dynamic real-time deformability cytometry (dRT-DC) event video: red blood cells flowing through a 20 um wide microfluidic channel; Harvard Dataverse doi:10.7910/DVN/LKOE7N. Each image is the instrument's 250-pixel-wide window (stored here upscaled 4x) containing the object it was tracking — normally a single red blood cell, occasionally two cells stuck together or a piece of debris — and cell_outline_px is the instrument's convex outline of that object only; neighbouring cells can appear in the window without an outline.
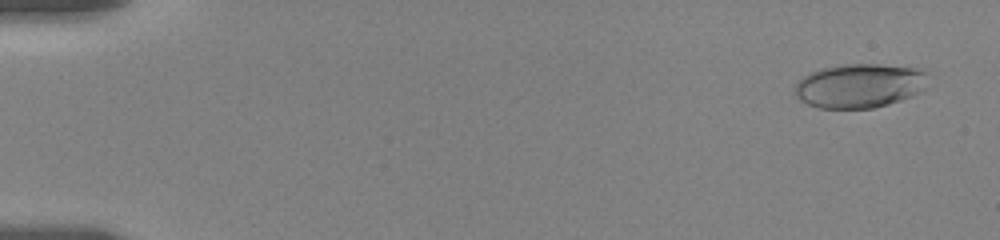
{"species": "human", "species_latin": "Homo sapiens", "temperature_condition": "room temperature", "stored_images_in_passage": 81, "camera_frame_rate_fps": 3000, "um_per_image_px": 0.085, "donor": {"sex": "female"}, "frame": {"image": 1, "passage_image": 5, "time_ms": 0.667, "image_size_px": [1000, 240], "cell_outline_px": [[924, 88], [912, 96], [888, 104], [872, 108], [820, 108], [808, 104], [800, 100], [796, 96], [796, 84], [804, 76], [820, 68], [844, 64], [880, 64], [916, 68], [924, 72]], "centroid_in_image_um": [73.02, 7.29], "position_along_channel_um": 12.0, "area_um2": 33.81}}
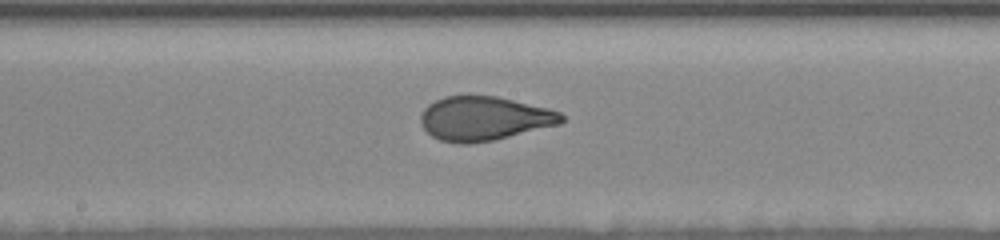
{"frame": {"image": 2, "passage_image": 49, "time_ms": 10.333, "image_size_px": [1000, 240], "cell_outline_px": [[564, 120], [560, 124], [492, 140], [468, 144], [464, 144], [440, 140], [432, 136], [420, 124], [420, 116], [424, 108], [428, 104], [444, 96], [468, 92], [496, 96], [548, 108], [560, 112], [564, 116]], "centroid_in_image_um": [41.11, 10.03], "position_along_channel_um": 207.1, "area_um2": 36.7}}
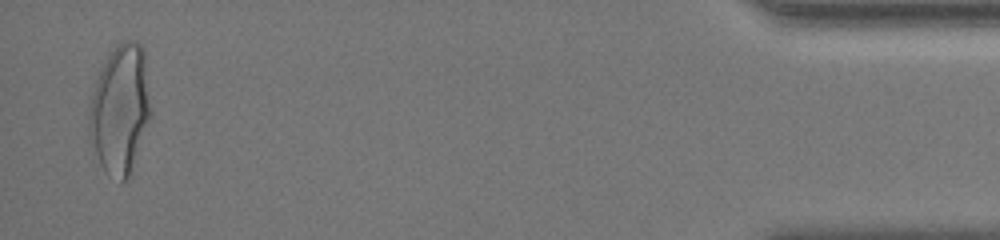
{"frame": {"image": 3, "passage_image": 80, "time_ms": 18.667, "image_size_px": [1000, 240], "cell_outline_px": [[152, 112], [132, 172], [124, 184], [120, 184], [100, 164], [88, 136], [88, 112], [96, 80], [108, 56], [120, 40], [132, 40], [140, 44], [144, 48]], "centroid_in_image_um": [10.23, 9.32], "position_along_channel_um": 425.0, "area_um2": 46.82}, "authors_computed_cell_mechanics": {"area_um2": 36.0672, "velocity_mm_per_s": 3.5026, "shape_relaxation_time_tau1_ms": 5.677, "shape_relaxation_time_tau2_ms": 0.8885, "deformation_change_tau1": 0.1951, "deformation_change_tau2": 0.0743}}